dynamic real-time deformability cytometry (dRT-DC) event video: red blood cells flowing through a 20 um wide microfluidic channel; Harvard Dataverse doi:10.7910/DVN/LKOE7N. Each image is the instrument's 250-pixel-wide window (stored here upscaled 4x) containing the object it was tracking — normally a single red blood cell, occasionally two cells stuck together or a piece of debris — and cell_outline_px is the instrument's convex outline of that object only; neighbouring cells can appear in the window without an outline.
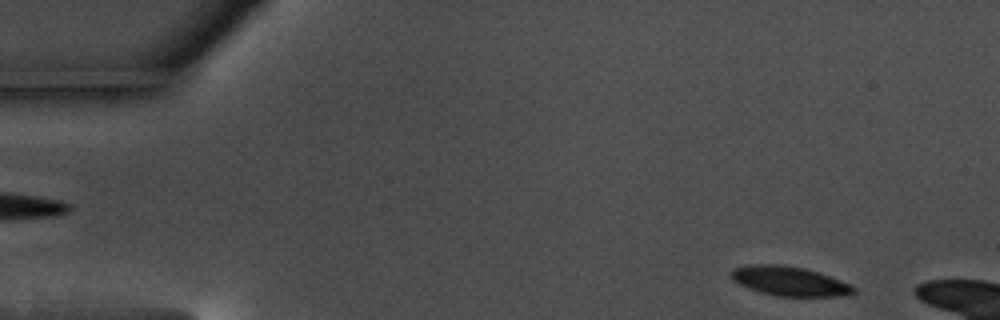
{"species": "common noctule bat (a hibernating species)", "species_latin": "Nyctalus noctula", "temperature_condition": "warm", "stored_images_in_passage": 10, "camera_frame_rate_fps": 3000, "um_per_image_px": 0.085, "animal": {"sex": "male", "body_mass_g": 17.5, "forearm_length_mm": 52.3}, "frame": {"image": 1, "passage_image": 2, "time_ms": 0.333, "image_size_px": [1000, 320], "cell_outline_px": [[856, 292], [848, 296], [776, 296], [760, 292], [740, 284], [732, 280], [732, 268], [748, 264], [780, 264], [804, 268], [820, 272], [840, 280], [856, 288]], "centroid_in_image_um": [67.12, 23.89], "position_along_channel_um": 17.9, "area_um2": 21.04}}